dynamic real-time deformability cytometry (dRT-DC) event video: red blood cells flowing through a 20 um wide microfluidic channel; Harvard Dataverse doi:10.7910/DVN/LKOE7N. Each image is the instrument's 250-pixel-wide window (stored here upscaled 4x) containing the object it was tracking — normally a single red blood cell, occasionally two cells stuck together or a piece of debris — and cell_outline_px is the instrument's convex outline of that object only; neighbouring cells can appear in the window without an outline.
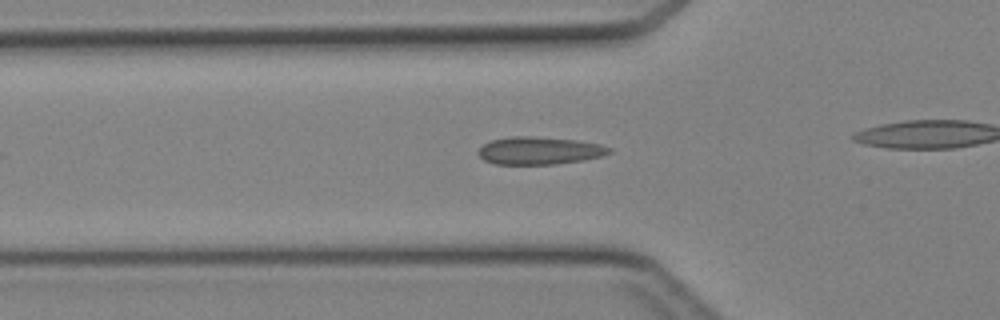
{"species": "Egyptian fruit bat (a non-hibernating species)", "species_latin": "Rousettus aegyptiacus", "temperature_condition": "cold", "stored_images_in_passage": 25, "camera_frame_rate_fps": 3000, "um_per_image_px": 0.085, "animal": {"sex": "female"}, "frame": {"image": 1, "passage_image": 3, "time_ms": 0.667, "image_size_px": [1000, 320], "cell_outline_px": [[612, 152], [600, 156], [584, 160], [556, 164], [496, 164], [484, 160], [476, 152], [484, 144], [492, 140], [512, 136], [532, 136], [576, 140], [600, 144], [612, 148]], "centroid_in_image_um": [45.85, 12.8], "position_along_channel_um": 79.9, "area_um2": 21.04}}
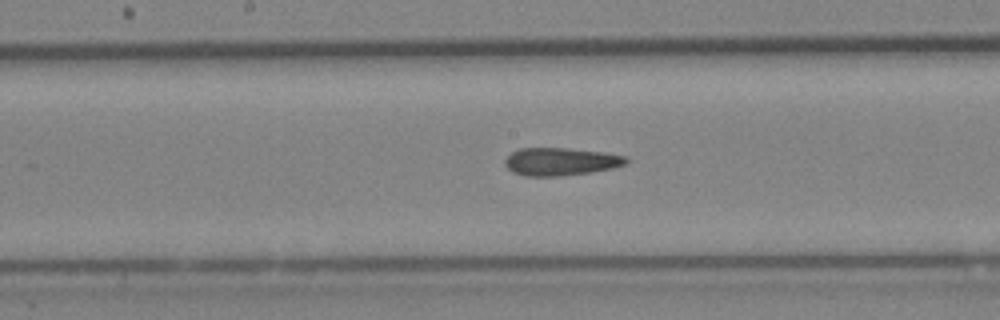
{"frame": {"image": 2, "passage_image": 11, "time_ms": 3.333, "image_size_px": [1000, 320], "cell_outline_px": [[628, 160], [624, 164], [612, 168], [588, 172], [560, 176], [528, 176], [516, 172], [508, 168], [504, 164], [504, 160], [512, 152], [520, 148], [568, 148], [604, 152], [628, 156]], "centroid_in_image_um": [47.67, 13.72], "position_along_channel_um": 200.5, "area_um2": 19.42}}
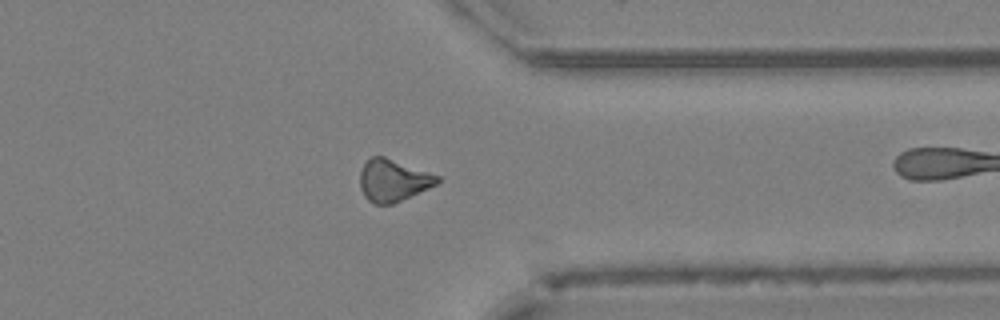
{"frame": {"image": 3, "passage_image": 23, "time_ms": 7.333, "image_size_px": [1000, 320], "cell_outline_px": [[440, 180], [436, 184], [428, 188], [392, 204], [376, 204], [368, 200], [364, 196], [360, 188], [360, 172], [364, 164], [372, 156], [384, 156], [440, 176]], "centroid_in_image_um": [33.39, 15.33], "position_along_channel_um": 378.0, "area_um2": 18.73}}